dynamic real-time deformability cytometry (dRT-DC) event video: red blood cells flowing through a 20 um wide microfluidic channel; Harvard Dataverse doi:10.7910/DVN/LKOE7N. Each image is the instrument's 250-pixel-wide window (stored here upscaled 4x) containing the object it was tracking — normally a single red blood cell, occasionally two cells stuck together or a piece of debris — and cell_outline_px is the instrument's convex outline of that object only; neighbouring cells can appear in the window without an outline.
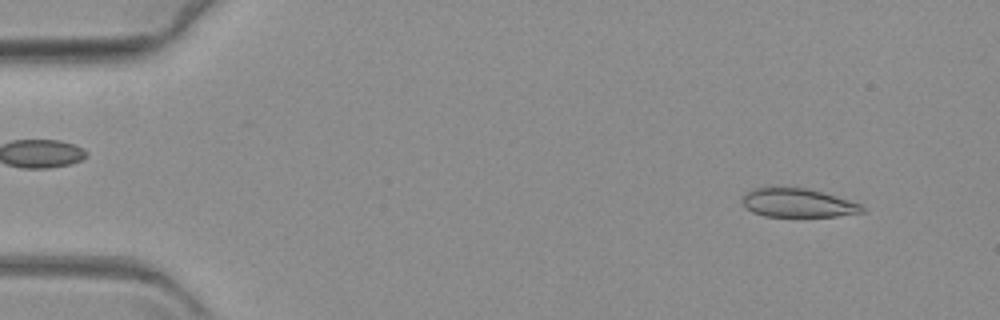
{"species": "common noctule bat (a hibernating species)", "species_latin": "Nyctalus noctula", "temperature_condition": "warm", "stored_images_in_passage": 20, "camera_frame_rate_fps": 3000, "um_per_image_px": 0.085, "animal": {"sex": "female", "body_mass_g": 19.3, "forearm_length_mm": 54.1}, "frame": {"image": 1, "passage_image": 4, "time_ms": 1.0, "image_size_px": [1000, 320], "cell_outline_px": [[864, 212], [836, 216], [764, 216], [752, 212], [744, 208], [740, 200], [740, 196], [744, 192], [756, 188], [804, 188], [820, 192], [848, 200], [860, 204], [864, 208]], "centroid_in_image_um": [67.71, 17.26], "position_along_channel_um": 17.3, "area_um2": 19.88}}
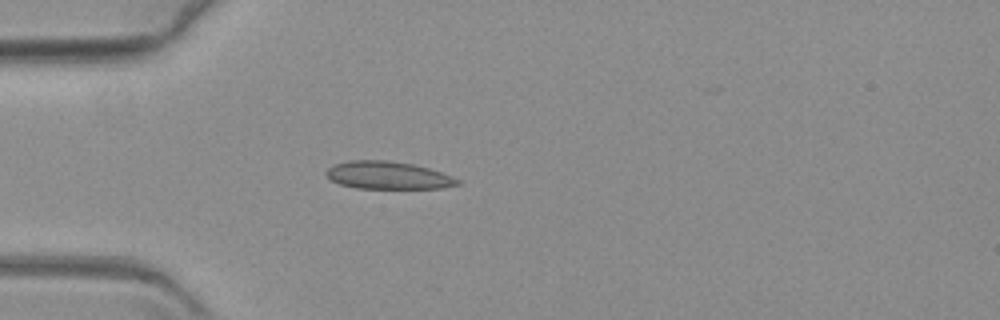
{"frame": {"image": 2, "passage_image": 16, "time_ms": 5.0, "image_size_px": [1000, 320], "cell_outline_px": [[460, 184], [444, 188], [356, 188], [340, 184], [328, 180], [324, 172], [328, 168], [336, 164], [348, 160], [384, 160], [412, 164], [428, 168], [452, 176], [460, 180]], "centroid_in_image_um": [32.94, 14.9], "position_along_channel_um": 52.1, "area_um2": 21.15}}